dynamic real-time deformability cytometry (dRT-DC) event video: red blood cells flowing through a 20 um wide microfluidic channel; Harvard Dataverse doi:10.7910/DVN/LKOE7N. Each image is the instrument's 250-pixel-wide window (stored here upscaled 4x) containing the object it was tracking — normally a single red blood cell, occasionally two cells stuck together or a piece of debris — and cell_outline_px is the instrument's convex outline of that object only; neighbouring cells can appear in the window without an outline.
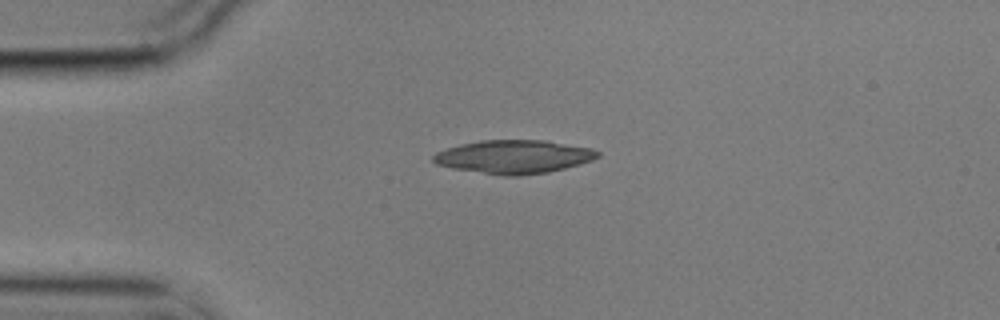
{"species": "common noctule bat (a hibernating species)", "species_latin": "Nyctalus noctula", "temperature_condition": "cold", "stored_images_in_passage": 25, "camera_frame_rate_fps": 3000, "um_per_image_px": 0.085, "animal": {"sex": "male", "body_mass_g": 17.9}, "frame": {"image": 1, "passage_image": 1, "time_ms": 0.0, "image_size_px": [1000, 320], "cell_outline_px": [[600, 156], [592, 160], [580, 164], [548, 172], [520, 176], [504, 176], [452, 168], [436, 164], [432, 160], [432, 156], [436, 152], [460, 144], [480, 140], [544, 140], [592, 148], [600, 152]], "centroid_in_image_um": [43.68, 13.32], "position_along_channel_um": 41.3, "area_um2": 32.08}}